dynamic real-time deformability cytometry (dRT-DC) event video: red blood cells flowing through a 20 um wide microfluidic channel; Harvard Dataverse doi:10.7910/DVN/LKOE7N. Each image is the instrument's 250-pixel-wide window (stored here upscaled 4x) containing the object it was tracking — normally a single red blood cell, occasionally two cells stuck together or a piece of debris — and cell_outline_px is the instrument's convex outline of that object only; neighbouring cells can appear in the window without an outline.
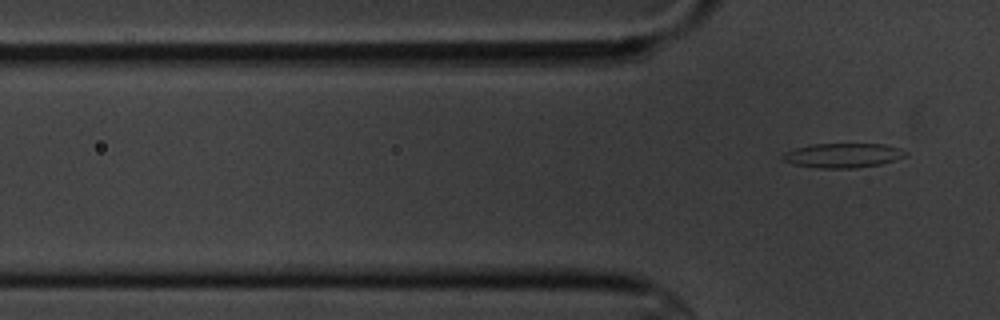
{"species": "common noctule bat (a hibernating species)", "species_latin": "Nyctalus noctula", "temperature_condition": "cold", "stored_images_in_passage": 5, "camera_frame_rate_fps": 3000, "um_per_image_px": 0.085, "animal": {"sex": "male", "body_mass_g": 20.1, "forearm_length_mm": 53.5}, "frame": {"image": 1, "passage_image": 5, "time_ms": 5.667, "image_size_px": [1000, 320], "cell_outline_px": [[908, 152], [904, 156], [880, 164], [852, 168], [820, 168], [792, 164], [780, 160], [780, 156], [784, 152], [796, 148], [812, 144], [884, 144], [900, 148]], "centroid_in_image_um": [71.57, 13.21], "position_along_channel_um": 54.2, "area_um2": 17.46}}